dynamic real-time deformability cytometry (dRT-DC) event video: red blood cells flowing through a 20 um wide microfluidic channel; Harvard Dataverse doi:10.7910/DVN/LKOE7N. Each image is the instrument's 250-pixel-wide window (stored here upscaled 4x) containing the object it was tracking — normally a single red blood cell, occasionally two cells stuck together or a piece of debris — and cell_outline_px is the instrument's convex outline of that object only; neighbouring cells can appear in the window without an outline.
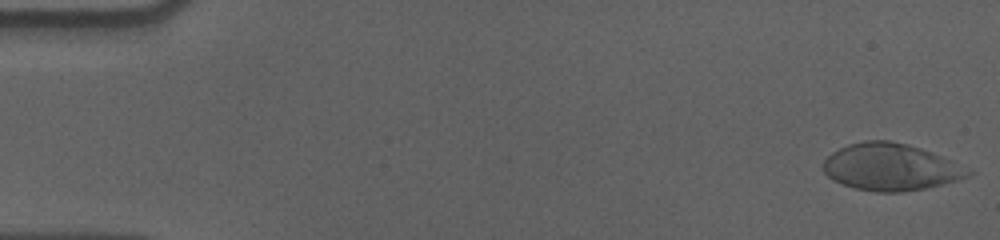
{"species": "human", "species_latin": "Homo sapiens", "temperature_condition": "cold", "stored_images_in_passage": 56, "camera_frame_rate_fps": 3000, "um_per_image_px": 0.085, "donor": {"sex": "male"}, "frame": {"image": 1, "passage_image": 1, "time_ms": 0.0, "image_size_px": [1000, 240], "cell_outline_px": [[976, 172], [972, 176], [960, 180], [924, 188], [900, 192], [876, 192], [856, 188], [832, 180], [824, 172], [824, 160], [832, 152], [848, 144], [864, 140], [888, 140], [908, 144], [920, 148], [940, 156]], "centroid_in_image_um": [75.72, 14.2], "position_along_channel_um": 9.3, "area_um2": 39.48}}
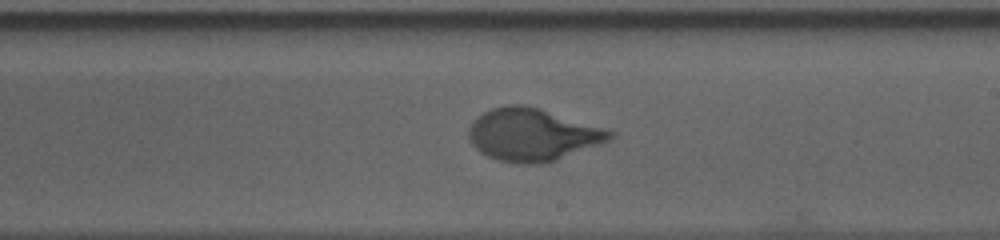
{"frame": {"image": 2, "passage_image": 33, "time_ms": 10.667, "image_size_px": [1000, 240], "cell_outline_px": [[616, 136], [608, 140], [556, 160], [536, 164], [520, 164], [496, 160], [480, 152], [468, 140], [468, 128], [472, 120], [476, 116], [492, 108], [508, 104], [524, 104], [540, 108], [608, 128], [616, 132]], "centroid_in_image_um": [45.24, 11.43], "position_along_channel_um": 243.8, "area_um2": 43.52}}
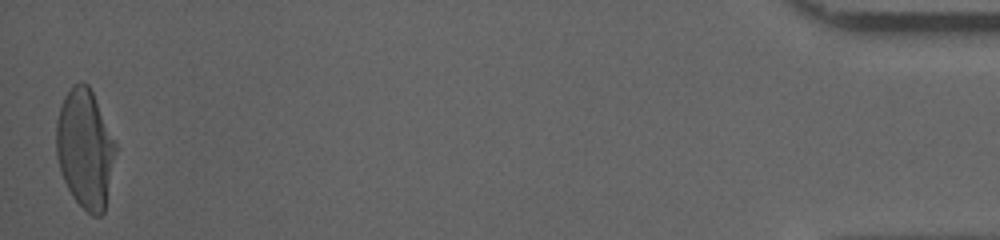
{"frame": {"image": 3, "passage_image": 56, "time_ms": 18.333, "image_size_px": [1000, 240], "cell_outline_px": [[116, 148], [104, 212], [100, 216], [92, 216], [72, 196], [60, 172], [56, 156], [56, 120], [64, 96], [72, 84], [80, 80], [84, 80], [88, 84], [92, 92], [116, 144]], "centroid_in_image_um": [7.2, 12.61], "position_along_channel_um": 428.0, "area_um2": 40.86}, "authors_computed_cell_mechanics": {"area_um2": 41.0091, "velocity_mm_per_s": 3.5744, "shape_relaxation_time_tau1_ms": 4.7274, "shape_relaxation_time_tau2_ms": null, "deformation_change_tau1": 0.2247, "deformation_change_tau2": null}}